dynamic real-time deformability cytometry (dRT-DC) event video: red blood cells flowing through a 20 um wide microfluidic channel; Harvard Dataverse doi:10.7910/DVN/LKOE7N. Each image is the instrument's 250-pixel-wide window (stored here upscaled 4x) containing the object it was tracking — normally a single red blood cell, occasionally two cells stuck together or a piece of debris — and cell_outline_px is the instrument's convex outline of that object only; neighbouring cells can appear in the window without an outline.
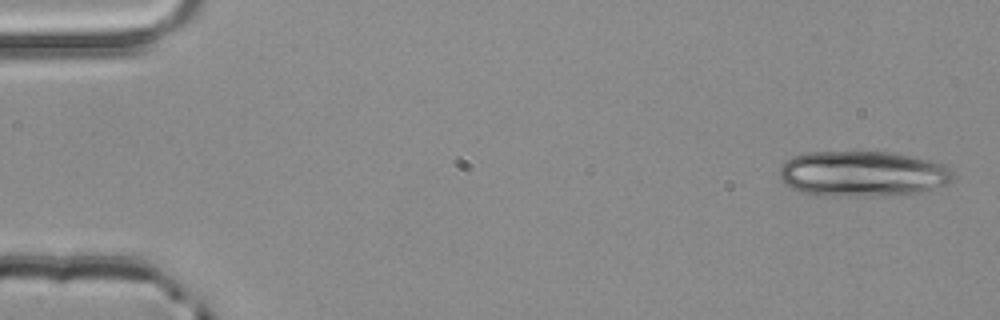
{"species": "common noctule bat (a hibernating species)", "species_latin": "Nyctalus noctula", "temperature_condition": "room temperature", "stored_images_in_passage": 3, "camera_frame_rate_fps": 3000, "um_per_image_px": 0.085, "animal": {"sex": "male", "body_mass_g": 20.4}, "frame": {"image": 1, "passage_image": 1, "time_ms": 0.0, "image_size_px": [1000, 320], "cell_outline_px": [[956, 176], [948, 184], [912, 196], [816, 196], [800, 192], [784, 184], [780, 180], [780, 168], [792, 156], [804, 152], [888, 152], [916, 156], [936, 160], [952, 168]], "centroid_in_image_um": [73.42, 14.8], "position_along_channel_um": 11.6, "area_um2": 47.63}}